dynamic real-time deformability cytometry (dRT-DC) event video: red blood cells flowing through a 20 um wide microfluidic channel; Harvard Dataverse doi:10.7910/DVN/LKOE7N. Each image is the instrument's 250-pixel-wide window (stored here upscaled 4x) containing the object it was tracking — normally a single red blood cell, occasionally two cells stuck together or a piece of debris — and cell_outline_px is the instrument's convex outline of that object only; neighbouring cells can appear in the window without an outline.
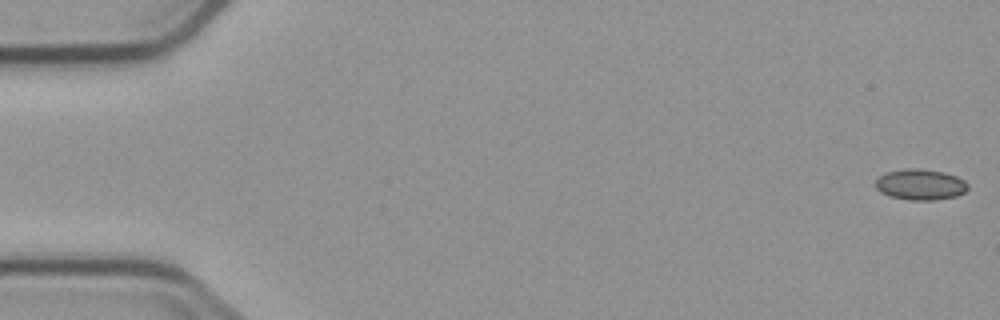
{"species": "common noctule bat (a hibernating species)", "species_latin": "Nyctalus noctula", "temperature_condition": "cold", "stored_images_in_passage": 6, "segment_of_instrument_passage": [1, 2], "camera_frame_rate_fps": 3000, "um_per_image_px": 0.085, "animal": {"sex": "male", "body_mass_g": 23.1, "forearm_length_mm": 52.7}, "frame": {"image": 1, "passage_image": 1, "time_ms": 0.0, "image_size_px": [1000, 320], "cell_outline_px": [[968, 188], [964, 192], [956, 196], [936, 200], [908, 200], [892, 196], [880, 192], [876, 188], [876, 180], [880, 176], [888, 172], [908, 168], [916, 168], [944, 172], [956, 176], [964, 180], [968, 184]], "centroid_in_image_um": [78.25, 15.69], "position_along_channel_um": 6.7, "area_um2": 16.47}}
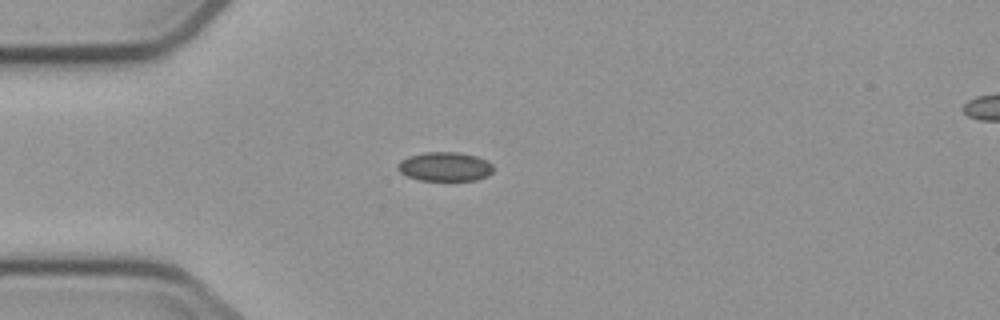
{"frame": {"image": 2, "passage_image": 5, "time_ms": 4.667, "image_size_px": [1000, 320], "cell_outline_px": [[492, 172], [488, 176], [476, 180], [420, 180], [408, 176], [400, 172], [396, 168], [396, 164], [400, 160], [408, 156], [424, 152], [460, 152], [476, 156], [492, 164]], "centroid_in_image_um": [37.78, 14.15], "position_along_channel_um": 47.2, "area_um2": 16.24}}